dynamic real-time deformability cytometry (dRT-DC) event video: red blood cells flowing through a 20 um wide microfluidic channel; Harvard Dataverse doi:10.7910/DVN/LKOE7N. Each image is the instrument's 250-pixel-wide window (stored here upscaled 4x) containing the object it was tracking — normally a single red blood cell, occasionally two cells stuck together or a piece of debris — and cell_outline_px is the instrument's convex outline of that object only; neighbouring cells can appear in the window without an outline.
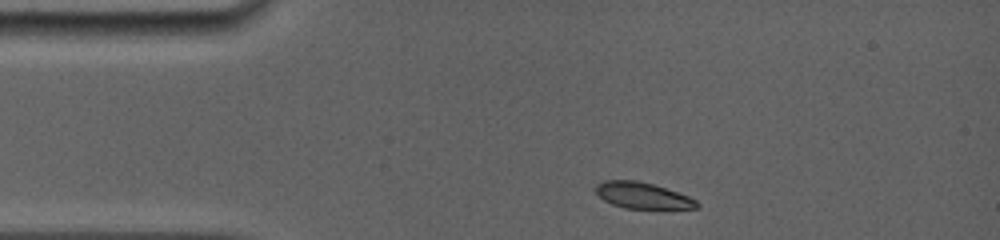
{"species": "common noctule bat (a hibernating species)", "species_latin": "Nyctalus noctula", "temperature_condition": "room temperature", "stored_images_in_passage": 43, "camera_frame_rate_fps": 5000, "um_per_image_px": 0.085, "animal": {"sex": "female", "body_mass_g": 19.0, "forearm_length_mm": 56.7}, "frame": {"image": 1, "passage_image": 1, "time_ms": 0.0, "image_size_px": [1000, 240], "cell_outline_px": [[700, 204], [696, 208], [624, 208], [612, 204], [604, 200], [596, 192], [596, 184], [604, 180], [636, 180], [652, 184], [688, 196], [696, 200]], "centroid_in_image_um": [54.59, 16.61], "position_along_channel_um": 30.4, "area_um2": 15.14}}
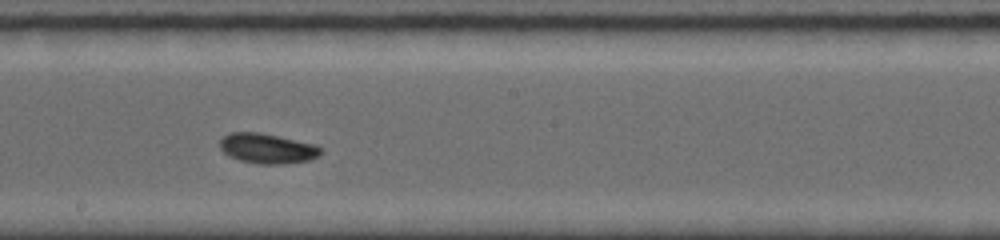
{"frame": {"image": 2, "passage_image": 22, "time_ms": 6.0, "image_size_px": [1000, 240], "cell_outline_px": [[324, 148], [320, 156], [308, 160], [284, 164], [260, 164], [240, 160], [228, 156], [220, 148], [220, 140], [224, 136], [232, 132], [260, 132], [316, 144]], "centroid_in_image_um": [22.76, 12.62], "position_along_channel_um": 225.4, "area_um2": 17.8}}
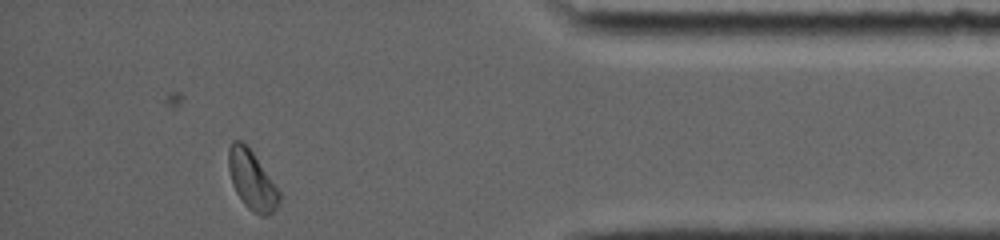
{"frame": {"image": 3, "passage_image": 38, "time_ms": 11.4, "image_size_px": [1000, 240], "cell_outline_px": [[280, 204], [272, 212], [264, 216], [260, 216], [252, 212], [244, 204], [236, 192], [232, 184], [228, 168], [228, 148], [232, 140], [240, 140], [252, 152], [280, 192]], "centroid_in_image_um": [21.39, 15.33], "position_along_channel_um": 413.8, "area_um2": 17.28}, "authors_computed_cell_mechanics": {"area_um2": 16.5308, "velocity_mm_per_s": 3.9287, "shape_relaxation_time_tau1_ms": 3.8802, "shape_relaxation_time_tau2_ms": null, "deformation_change_tau1": 0.133, "deformation_change_tau2": null}}